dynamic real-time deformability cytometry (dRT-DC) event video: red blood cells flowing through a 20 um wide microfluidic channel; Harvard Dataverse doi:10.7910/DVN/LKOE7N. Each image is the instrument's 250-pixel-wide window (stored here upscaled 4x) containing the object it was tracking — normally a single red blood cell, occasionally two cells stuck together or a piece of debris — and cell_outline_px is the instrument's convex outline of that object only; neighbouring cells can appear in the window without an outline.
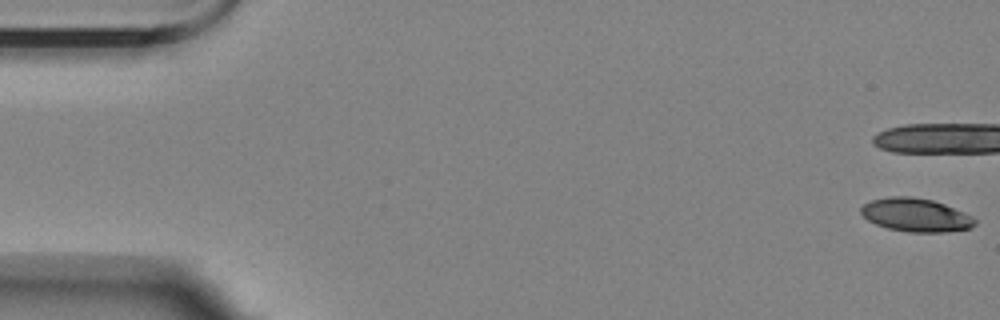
{"species": "Egyptian fruit bat (a non-hibernating species)", "species_latin": "Rousettus aegyptiacus", "temperature_condition": "room temperature", "stored_images_in_passage": 8, "camera_frame_rate_fps": 3000, "um_per_image_px": 0.085, "animal": {"sex": "female"}, "frame": {"image": 1, "passage_image": 1, "time_ms": 0.0, "image_size_px": [1000, 320], "cell_outline_px": [[976, 224], [972, 228], [944, 232], [908, 232], [888, 228], [876, 224], [868, 220], [860, 212], [860, 208], [864, 204], [872, 200], [888, 196], [912, 196], [932, 200], [944, 204], [972, 216], [976, 220]], "centroid_in_image_um": [77.84, 18.27], "position_along_channel_um": 7.2, "area_um2": 22.14}}
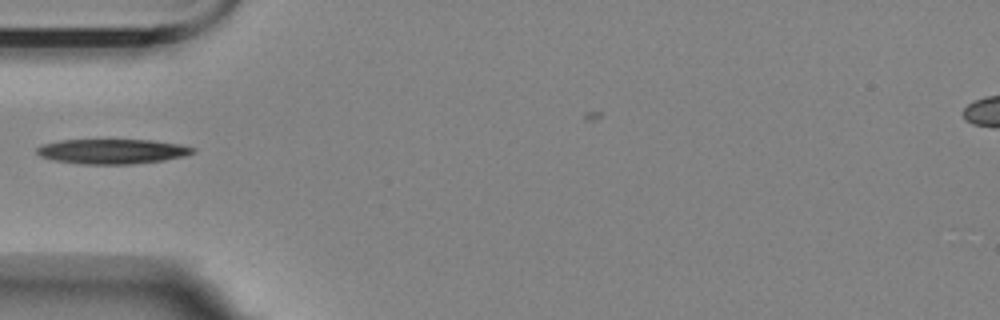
{"frame": {"image": 2, "passage_image": 7, "time_ms": 7.0, "image_size_px": [1000, 320], "cell_outline_px": [[196, 152], [184, 156], [164, 160], [132, 164], [84, 164], [52, 160], [40, 156], [36, 152], [36, 148], [44, 144], [60, 140], [152, 140], [180, 144], [196, 148]], "centroid_in_image_um": [9.56, 12.87], "position_along_channel_um": 75.4, "area_um2": 22.6}}